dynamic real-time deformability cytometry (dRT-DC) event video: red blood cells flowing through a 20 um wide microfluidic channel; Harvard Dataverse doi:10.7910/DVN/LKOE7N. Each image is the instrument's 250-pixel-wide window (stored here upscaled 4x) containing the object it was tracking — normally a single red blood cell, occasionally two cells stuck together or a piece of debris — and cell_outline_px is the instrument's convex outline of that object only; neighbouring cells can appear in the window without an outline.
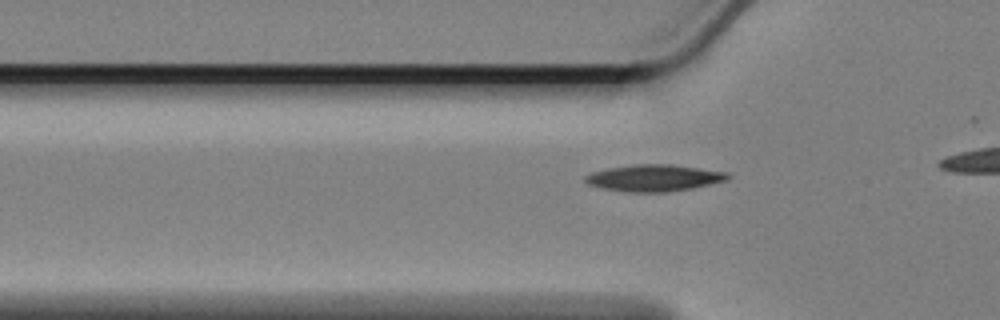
{"species": "Egyptian fruit bat (a non-hibernating species)", "species_latin": "Rousettus aegyptiacus", "temperature_condition": "cold", "stored_images_in_passage": 20, "camera_frame_rate_fps": 3000, "um_per_image_px": 0.085, "animal": {"sex": "female"}, "frame": {"image": 1, "passage_image": 13, "time_ms": 4.0, "image_size_px": [1000, 320], "cell_outline_px": [[732, 176], [728, 180], [692, 188], [664, 192], [632, 192], [604, 188], [588, 184], [584, 180], [584, 176], [592, 172], [608, 168], [632, 164], [672, 164], [728, 172]], "centroid_in_image_um": [55.63, 15.11], "position_along_channel_um": 70.2, "area_um2": 22.14}}
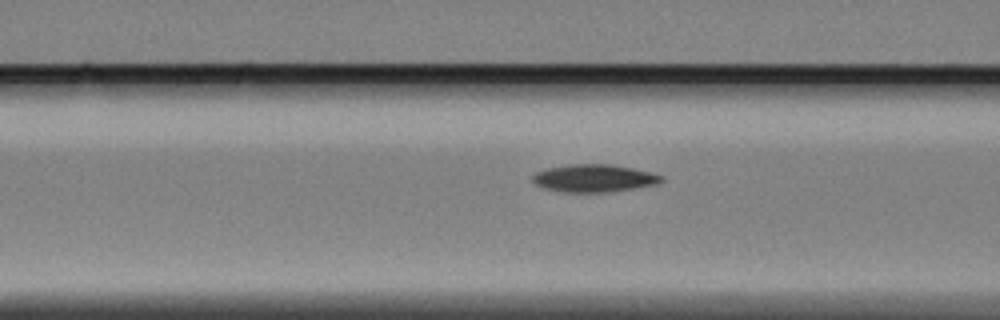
{"frame": {"image": 2, "passage_image": 17, "time_ms": 5.333, "image_size_px": [1000, 320], "cell_outline_px": [[664, 180], [656, 184], [608, 192], [564, 192], [544, 188], [536, 184], [532, 180], [532, 176], [536, 172], [548, 168], [568, 164], [612, 164], [632, 168], [664, 176]], "centroid_in_image_um": [50.47, 15.14], "position_along_channel_um": 116.1, "area_um2": 20.58}}